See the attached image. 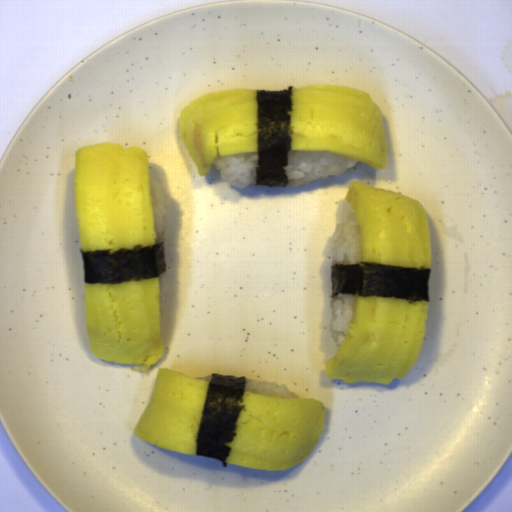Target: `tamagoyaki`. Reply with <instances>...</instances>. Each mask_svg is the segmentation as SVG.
I'll list each match as a JSON object with an SVG mask.
<instances>
[{
	"label": "tamagoyaki",
	"instance_id": "tamagoyaki-6",
	"mask_svg": "<svg viewBox=\"0 0 512 512\" xmlns=\"http://www.w3.org/2000/svg\"><path fill=\"white\" fill-rule=\"evenodd\" d=\"M344 198L358 228L360 260L431 268L430 224L422 203L363 181H348Z\"/></svg>",
	"mask_w": 512,
	"mask_h": 512
},
{
	"label": "tamagoyaki",
	"instance_id": "tamagoyaki-1",
	"mask_svg": "<svg viewBox=\"0 0 512 512\" xmlns=\"http://www.w3.org/2000/svg\"><path fill=\"white\" fill-rule=\"evenodd\" d=\"M74 207L82 252L154 245L147 151L109 141L77 148Z\"/></svg>",
	"mask_w": 512,
	"mask_h": 512
},
{
	"label": "tamagoyaki",
	"instance_id": "tamagoyaki-4",
	"mask_svg": "<svg viewBox=\"0 0 512 512\" xmlns=\"http://www.w3.org/2000/svg\"><path fill=\"white\" fill-rule=\"evenodd\" d=\"M87 340L93 355L148 372L165 352L161 282L152 279L83 284Z\"/></svg>",
	"mask_w": 512,
	"mask_h": 512
},
{
	"label": "tamagoyaki",
	"instance_id": "tamagoyaki-8",
	"mask_svg": "<svg viewBox=\"0 0 512 512\" xmlns=\"http://www.w3.org/2000/svg\"><path fill=\"white\" fill-rule=\"evenodd\" d=\"M207 380L158 367L151 397L132 433L172 452L195 455Z\"/></svg>",
	"mask_w": 512,
	"mask_h": 512
},
{
	"label": "tamagoyaki",
	"instance_id": "tamagoyaki-2",
	"mask_svg": "<svg viewBox=\"0 0 512 512\" xmlns=\"http://www.w3.org/2000/svg\"><path fill=\"white\" fill-rule=\"evenodd\" d=\"M429 306L424 300L355 295L346 335L325 360L327 378L346 384L403 380L421 353Z\"/></svg>",
	"mask_w": 512,
	"mask_h": 512
},
{
	"label": "tamagoyaki",
	"instance_id": "tamagoyaki-5",
	"mask_svg": "<svg viewBox=\"0 0 512 512\" xmlns=\"http://www.w3.org/2000/svg\"><path fill=\"white\" fill-rule=\"evenodd\" d=\"M225 463L258 470H287L307 459L325 428V404L306 397L246 391Z\"/></svg>",
	"mask_w": 512,
	"mask_h": 512
},
{
	"label": "tamagoyaki",
	"instance_id": "tamagoyaki-7",
	"mask_svg": "<svg viewBox=\"0 0 512 512\" xmlns=\"http://www.w3.org/2000/svg\"><path fill=\"white\" fill-rule=\"evenodd\" d=\"M258 90H213L183 106L181 139L200 176H208L218 156L258 153Z\"/></svg>",
	"mask_w": 512,
	"mask_h": 512
},
{
	"label": "tamagoyaki",
	"instance_id": "tamagoyaki-3",
	"mask_svg": "<svg viewBox=\"0 0 512 512\" xmlns=\"http://www.w3.org/2000/svg\"><path fill=\"white\" fill-rule=\"evenodd\" d=\"M291 149L329 152L388 169L382 111L363 89L337 84L294 86Z\"/></svg>",
	"mask_w": 512,
	"mask_h": 512
}]
</instances>
